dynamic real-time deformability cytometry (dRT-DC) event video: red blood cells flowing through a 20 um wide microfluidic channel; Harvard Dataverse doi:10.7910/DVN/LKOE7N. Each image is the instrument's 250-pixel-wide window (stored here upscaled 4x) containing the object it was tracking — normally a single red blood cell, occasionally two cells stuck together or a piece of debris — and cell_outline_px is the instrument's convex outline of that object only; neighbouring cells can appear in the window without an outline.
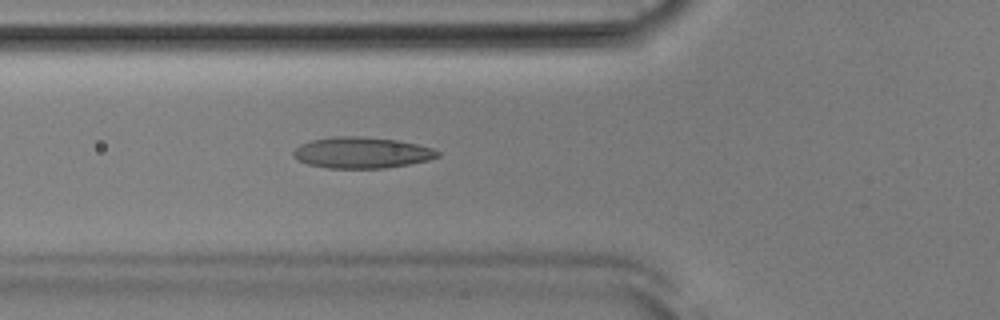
{"species": "Egyptian fruit bat (a non-hibernating species)", "species_latin": "Rousettus aegyptiacus", "temperature_condition": "room temperature", "stored_images_in_passage": 52, "camera_frame_rate_fps": 3000, "um_per_image_px": 0.085, "animal": {"sex": "male"}, "frame": {"image": 1, "passage_image": 19, "time_ms": 6.0, "image_size_px": [1000, 320], "cell_outline_px": [[440, 156], [428, 160], [408, 164], [384, 168], [328, 168], [308, 164], [296, 160], [292, 156], [292, 152], [300, 144], [312, 140], [332, 136], [360, 136], [396, 140], [416, 144], [432, 148], [440, 152]], "centroid_in_image_um": [30.71, 12.97], "position_along_channel_um": 95.1, "area_um2": 26.18}}
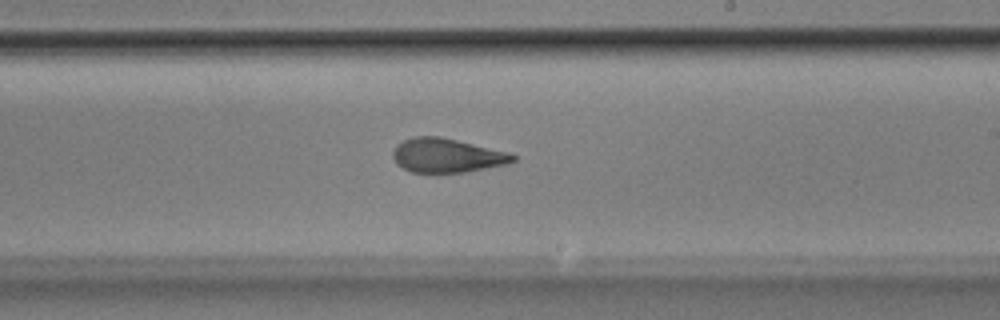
{"frame": {"image": 2, "passage_image": 31, "time_ms": 10.0, "image_size_px": [1000, 320], "cell_outline_px": [[516, 160], [504, 164], [464, 172], [412, 172], [396, 164], [392, 156], [392, 152], [396, 144], [404, 140], [416, 136], [440, 136], [508, 152], [516, 156]], "centroid_in_image_um": [37.93, 13.2], "position_along_channel_um": 251.1, "area_um2": 23.58}}
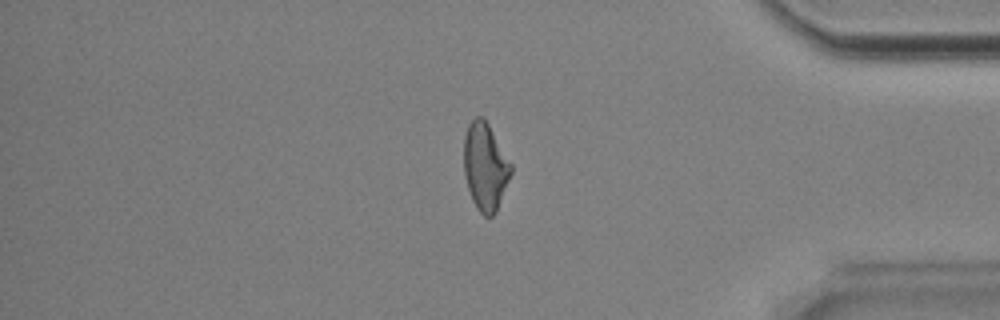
{"frame": {"image": 3, "passage_image": 44, "time_ms": 14.333, "image_size_px": [1000, 320], "cell_outline_px": [[512, 172], [496, 212], [492, 216], [484, 216], [476, 208], [472, 200], [464, 176], [464, 136], [468, 124], [476, 116], [480, 116], [488, 124], [512, 164]], "centroid_in_image_um": [41.23, 14.18], "position_along_channel_um": 394.0, "area_um2": 23.93}, "authors_computed_cell_mechanics": {"area_um2": 24.7673, "velocity_mm_per_s": 3.8915, "shape_relaxation_time_tau1_ms": 5.7786, "shape_relaxation_time_tau2_ms": 1.3968, "deformation_change_tau1": 0.1705, "deformation_change_tau2": 0.085}}